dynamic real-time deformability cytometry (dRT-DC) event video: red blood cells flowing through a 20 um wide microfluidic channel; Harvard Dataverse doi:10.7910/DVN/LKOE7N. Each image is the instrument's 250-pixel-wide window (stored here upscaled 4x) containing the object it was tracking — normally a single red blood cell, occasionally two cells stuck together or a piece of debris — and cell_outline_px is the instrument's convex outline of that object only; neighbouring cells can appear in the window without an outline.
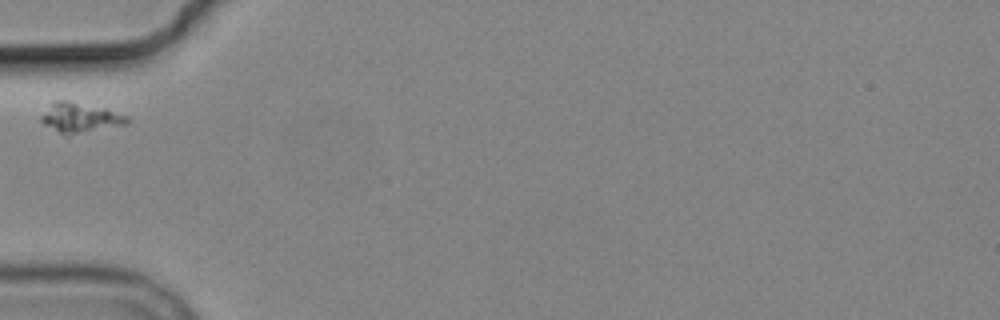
{"species": "common noctule bat (a hibernating species)", "species_latin": "Nyctalus noctula", "temperature_condition": "cold", "stored_images_in_passage": 6, "camera_frame_rate_fps": 3000, "um_per_image_px": 0.085, "animal": {"sex": "male", "body_mass_g": 19.2, "forearm_length_mm": 51.8}, "frame": {"image": 1, "passage_image": 2, "time_ms": 1.0, "image_size_px": [1000, 320], "cell_outline_px": [[132, 120], [128, 124], [76, 132], [60, 132], [44, 124], [40, 120], [40, 116], [56, 100], [68, 100], [104, 108], [128, 116]], "centroid_in_image_um": [6.85, 9.95], "position_along_channel_um": 78.2, "area_um2": 14.16}}
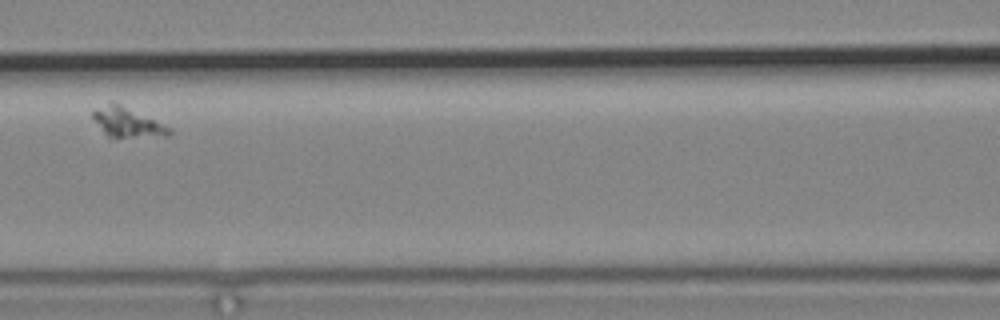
{"frame": {"image": 2, "passage_image": 4, "time_ms": 3.333, "image_size_px": [1000, 320], "cell_outline_px": [[172, 132], [168, 136], [112, 140], [104, 132], [92, 116], [92, 112], [112, 100], [172, 128]], "centroid_in_image_um": [10.85, 10.46], "position_along_channel_um": 155.7, "area_um2": 13.58}}
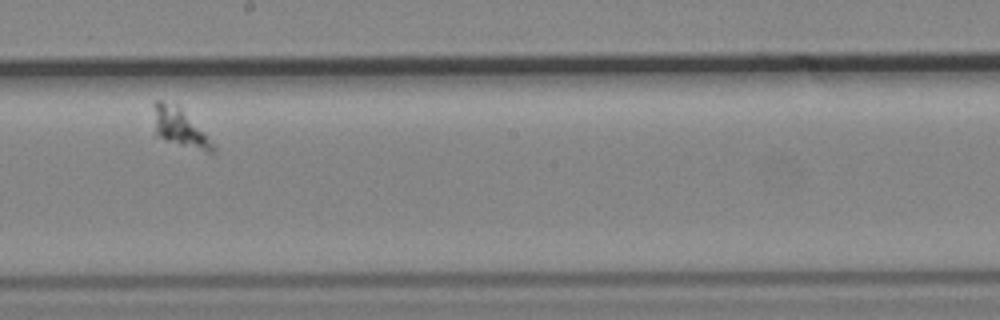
{"frame": {"image": 3, "passage_image": 6, "time_ms": 5.667, "image_size_px": [1000, 320], "cell_outline_px": [[216, 152], [208, 152], [180, 144], [156, 136], [156, 100], [160, 100], [176, 104], [180, 108], [216, 148]], "centroid_in_image_um": [15.27, 10.85], "position_along_channel_um": 232.9, "area_um2": 11.96}}